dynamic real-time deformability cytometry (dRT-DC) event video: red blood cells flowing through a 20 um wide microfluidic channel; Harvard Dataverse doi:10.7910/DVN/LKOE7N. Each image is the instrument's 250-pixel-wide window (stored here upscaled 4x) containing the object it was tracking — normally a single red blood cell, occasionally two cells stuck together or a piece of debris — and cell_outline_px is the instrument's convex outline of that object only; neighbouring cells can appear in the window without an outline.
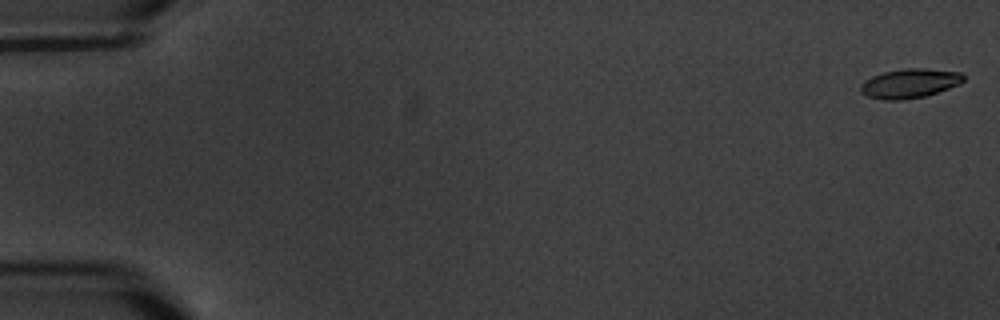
{"species": "common noctule bat (a hibernating species)", "species_latin": "Nyctalus noctula", "temperature_condition": "warm", "stored_images_in_passage": 5, "camera_frame_rate_fps": 3000, "um_per_image_px": 0.085, "animal": {"sex": "male", "body_mass_g": 20.1, "forearm_length_mm": 53.5}, "frame": {"image": 1, "passage_image": 1, "time_ms": 0.0, "image_size_px": [1000, 320], "cell_outline_px": [[964, 80], [960, 84], [924, 96], [900, 100], [884, 100], [868, 96], [860, 92], [860, 84], [864, 80], [872, 76], [884, 72], [904, 68], [924, 68], [960, 72], [964, 76]], "centroid_in_image_um": [77.29, 7.08], "position_along_channel_um": 7.7, "area_um2": 17.51}}